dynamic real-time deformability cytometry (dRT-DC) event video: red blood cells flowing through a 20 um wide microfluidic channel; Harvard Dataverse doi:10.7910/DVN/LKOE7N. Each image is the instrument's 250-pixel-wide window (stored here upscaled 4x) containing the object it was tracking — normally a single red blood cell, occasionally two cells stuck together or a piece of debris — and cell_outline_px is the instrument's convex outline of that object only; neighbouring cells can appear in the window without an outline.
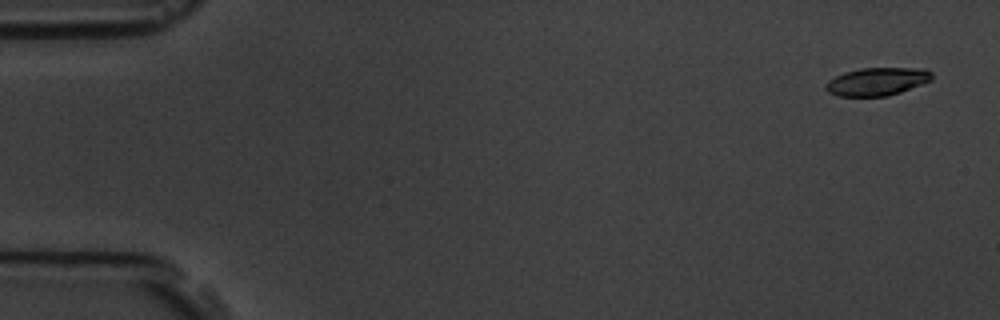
{"species": "common noctule bat (a hibernating species)", "species_latin": "Nyctalus noctula", "temperature_condition": "room temperature", "stored_images_in_passage": 15, "camera_frame_rate_fps": 3000, "um_per_image_px": 0.085, "animal": {"sex": "male", "body_mass_g": 19.5, "forearm_length_mm": 54.6}, "frame": {"image": 1, "passage_image": 1, "time_ms": 0.0, "image_size_px": [1000, 320], "cell_outline_px": [[932, 80], [900, 92], [888, 96], [836, 96], [828, 92], [824, 88], [824, 84], [828, 80], [844, 72], [860, 68], [924, 68], [932, 72]], "centroid_in_image_um": [74.52, 6.93], "position_along_channel_um": 10.5, "area_um2": 17.4}}
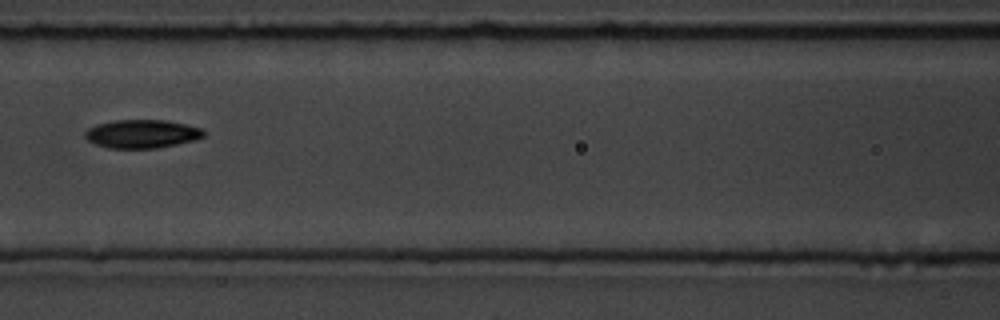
{"frame": {"image": 2, "passage_image": 7, "time_ms": 7.667, "image_size_px": [1000, 320], "cell_outline_px": [[204, 136], [196, 140], [156, 148], [108, 148], [96, 144], [88, 140], [84, 136], [84, 132], [88, 128], [96, 124], [112, 120], [164, 120], [184, 124], [200, 128], [204, 132]], "centroid_in_image_um": [12.02, 11.37], "position_along_channel_um": 154.6, "area_um2": 19.59}}
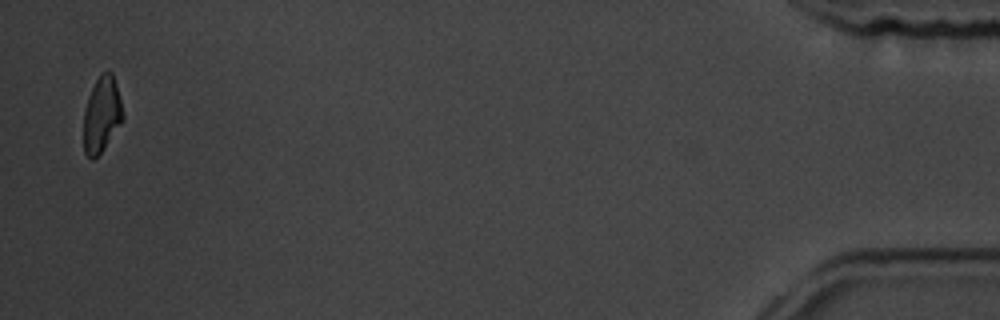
{"frame": {"image": 3, "passage_image": 15, "time_ms": 17.667, "image_size_px": [1000, 320], "cell_outline_px": [[124, 120], [104, 148], [92, 160], [84, 152], [84, 112], [88, 96], [96, 80], [104, 72], [112, 72], [124, 112]], "centroid_in_image_um": [8.66, 9.76], "position_along_channel_um": 426.5, "area_um2": 17.11}}